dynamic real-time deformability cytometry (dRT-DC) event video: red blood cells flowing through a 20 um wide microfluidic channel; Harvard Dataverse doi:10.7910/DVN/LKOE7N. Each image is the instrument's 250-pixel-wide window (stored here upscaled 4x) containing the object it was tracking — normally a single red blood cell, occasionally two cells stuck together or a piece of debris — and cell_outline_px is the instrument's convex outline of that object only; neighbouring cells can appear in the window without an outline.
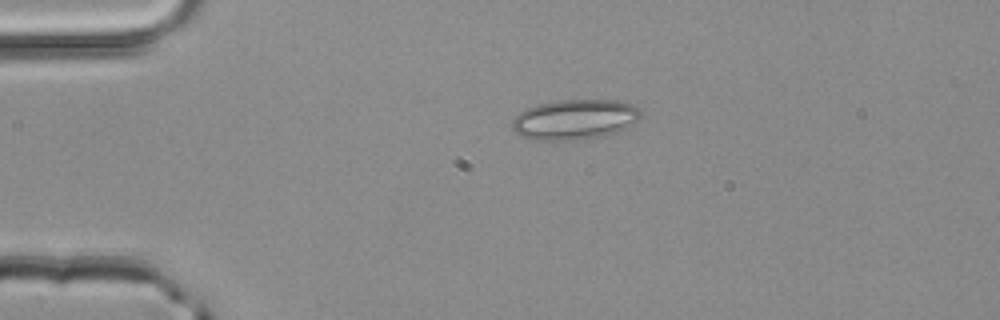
{"species": "common noctule bat (a hibernating species)", "species_latin": "Nyctalus noctula", "temperature_condition": "room temperature", "stored_images_in_passage": 42, "camera_frame_rate_fps": 3000, "um_per_image_px": 0.085, "animal": {"sex": "male", "body_mass_g": 20.4}, "frame": {"image": 1, "passage_image": 3, "time_ms": 0.667, "image_size_px": [1000, 320], "cell_outline_px": [[640, 116], [628, 128], [616, 132], [600, 136], [572, 140], [540, 140], [520, 136], [512, 128], [512, 120], [520, 112], [528, 108], [540, 104], [560, 100], [616, 100], [632, 104], [640, 112]], "centroid_in_image_um": [48.84, 10.15], "position_along_channel_um": 36.2, "area_um2": 29.71}}
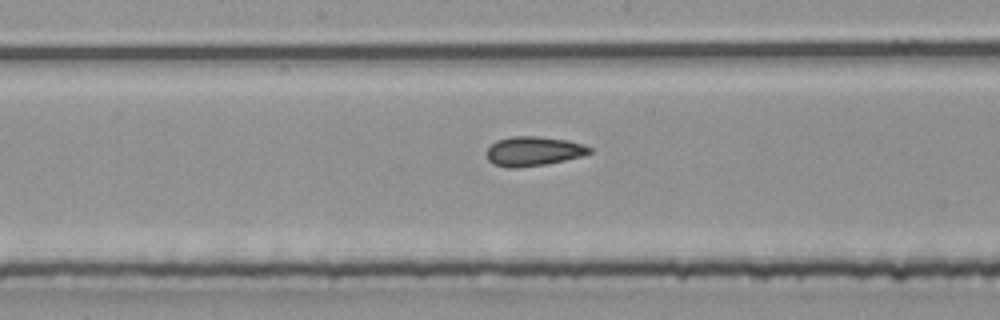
{"frame": {"image": 2, "passage_image": 18, "time_ms": 5.667, "image_size_px": [1000, 320], "cell_outline_px": [[592, 152], [580, 156], [564, 160], [544, 164], [516, 168], [508, 168], [492, 164], [488, 160], [484, 152], [496, 140], [512, 136], [536, 136], [568, 140], [584, 144], [592, 148]], "centroid_in_image_um": [45.3, 12.85], "position_along_channel_um": 202.9, "area_um2": 17.74}}
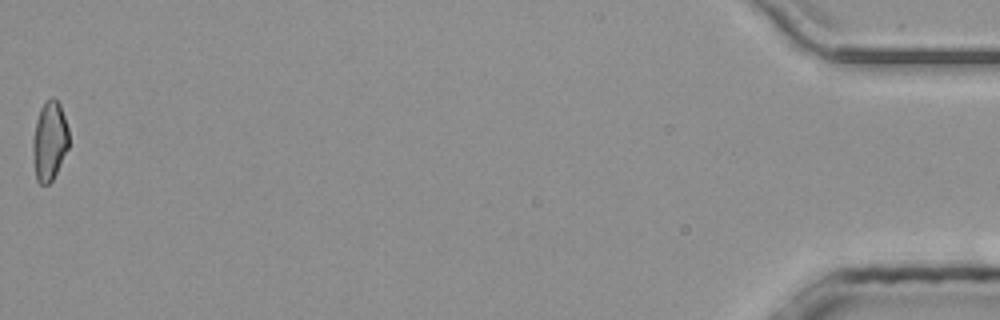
{"frame": {"image": 3, "passage_image": 42, "time_ms": 13.667, "image_size_px": [1000, 320], "cell_outline_px": [[68, 148], [52, 180], [48, 184], [40, 184], [36, 180], [32, 152], [32, 144], [36, 120], [40, 108], [52, 96], [60, 104], [68, 128]], "centroid_in_image_um": [4.19, 11.99], "position_along_channel_um": 431.0, "area_um2": 16.47}, "authors_computed_cell_mechanics": {"area_um2": 17.5134, "velocity_mm_per_s": 4.1588, "shape_relaxation_time_tau1_ms": null, "shape_relaxation_time_tau2_ms": 1.7298, "deformation_change_tau1": null, "deformation_change_tau2": 0.0914}}